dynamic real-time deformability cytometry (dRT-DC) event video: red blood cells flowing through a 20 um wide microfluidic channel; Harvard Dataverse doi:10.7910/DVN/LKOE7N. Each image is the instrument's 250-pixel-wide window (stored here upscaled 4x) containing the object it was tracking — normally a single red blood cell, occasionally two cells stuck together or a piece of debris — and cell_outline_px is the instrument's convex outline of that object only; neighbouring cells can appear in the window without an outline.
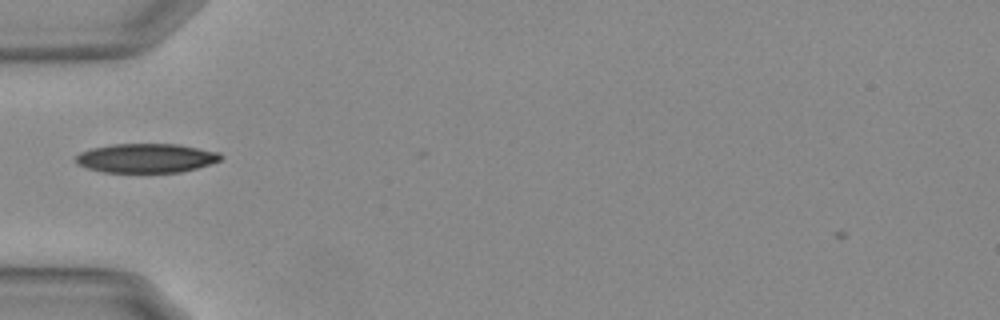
{"species": "Egyptian fruit bat (a non-hibernating species)", "species_latin": "Rousettus aegyptiacus", "temperature_condition": "warm", "stored_images_in_passage": 35, "camera_frame_rate_fps": 3000, "um_per_image_px": 0.085, "animal": {"sex": "female"}, "frame": {"image": 1, "passage_image": 1, "time_ms": 0.0, "image_size_px": [1000, 320], "cell_outline_px": [[224, 156], [220, 160], [196, 168], [180, 172], [104, 172], [88, 168], [76, 164], [76, 156], [80, 152], [92, 148], [112, 144], [180, 144], [220, 152]], "centroid_in_image_um": [12.44, 13.43], "position_along_channel_um": 72.6, "area_um2": 24.62}}
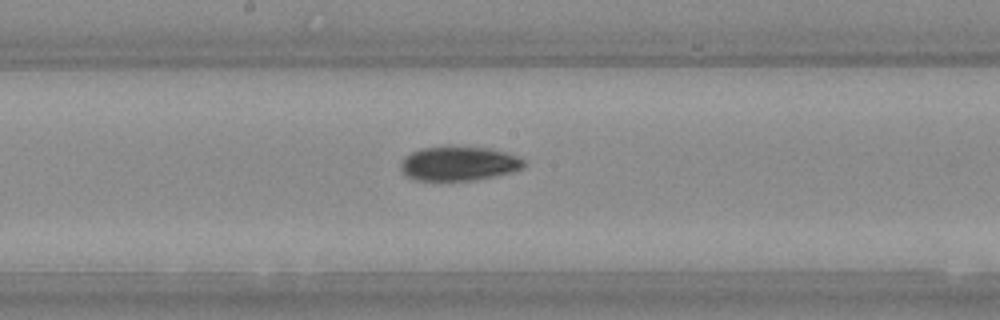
{"frame": {"image": 2, "passage_image": 12, "time_ms": 3.667, "image_size_px": [1000, 320], "cell_outline_px": [[528, 164], [524, 168], [512, 172], [472, 180], [416, 180], [408, 176], [400, 168], [400, 164], [404, 156], [420, 148], [448, 144], [492, 148], [516, 156], [524, 160]], "centroid_in_image_um": [39.0, 13.86], "position_along_channel_um": 209.2, "area_um2": 25.14}}
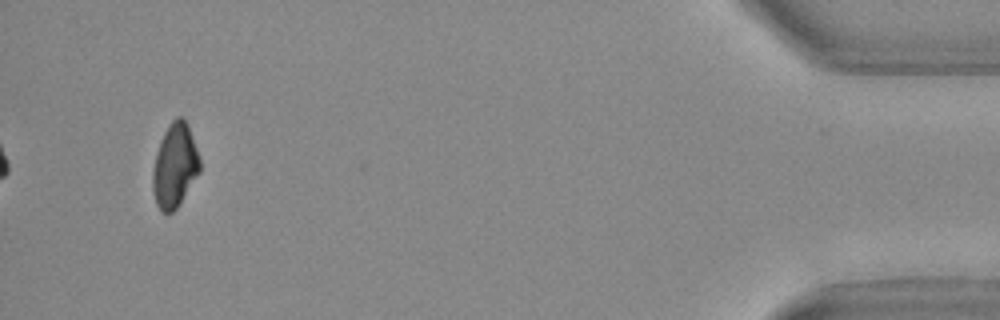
{"frame": {"image": 3, "passage_image": 35, "time_ms": 11.333, "image_size_px": [1000, 320], "cell_outline_px": [[200, 172], [180, 204], [172, 212], [160, 212], [156, 204], [152, 192], [152, 172], [156, 152], [160, 140], [168, 124], [176, 116], [184, 116], [188, 124], [200, 160]], "centroid_in_image_um": [14.84, 14.07], "position_along_channel_um": 420.4, "area_um2": 23.35}, "authors_computed_cell_mechanics": {"area_um2": 24.4494, "velocity_mm_per_s": 3.7142, "shape_relaxation_time_tau1_ms": 5.7569, "shape_relaxation_time_tau2_ms": 9.9691, "deformation_change_tau1": 0.159, "deformation_change_tau2": 0.1327}}